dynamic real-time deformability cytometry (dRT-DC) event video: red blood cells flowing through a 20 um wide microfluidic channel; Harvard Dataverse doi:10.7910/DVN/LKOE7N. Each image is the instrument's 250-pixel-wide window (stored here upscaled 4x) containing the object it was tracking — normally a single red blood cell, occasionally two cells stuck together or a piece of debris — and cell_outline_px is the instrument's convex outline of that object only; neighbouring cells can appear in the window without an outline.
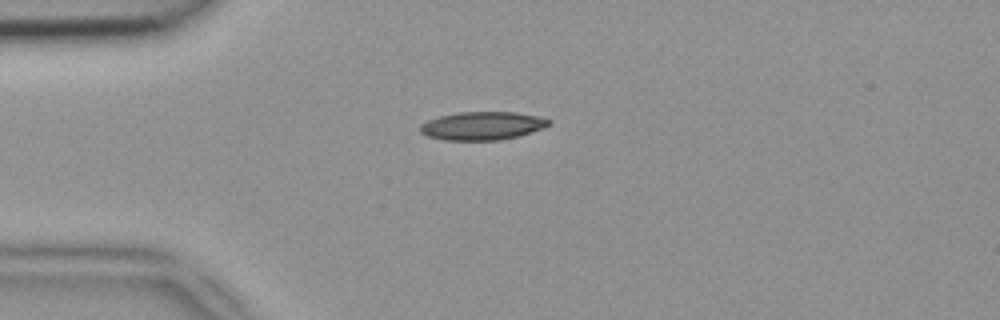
{"species": "common noctule bat (a hibernating species)", "species_latin": "Nyctalus noctula", "temperature_condition": "room temperature", "stored_images_in_passage": 39, "camera_frame_rate_fps": 3000, "um_per_image_px": 0.085, "animal": {"sex": "female", "body_mass_g": 18.4}, "frame": {"image": 1, "passage_image": 2, "time_ms": 0.333, "image_size_px": [1000, 320], "cell_outline_px": [[552, 124], [544, 128], [520, 136], [500, 140], [444, 140], [428, 136], [420, 132], [420, 124], [428, 120], [440, 116], [460, 112], [512, 112], [536, 116], [552, 120]], "centroid_in_image_um": [41.02, 10.7], "position_along_channel_um": 44.0, "area_um2": 21.21}}
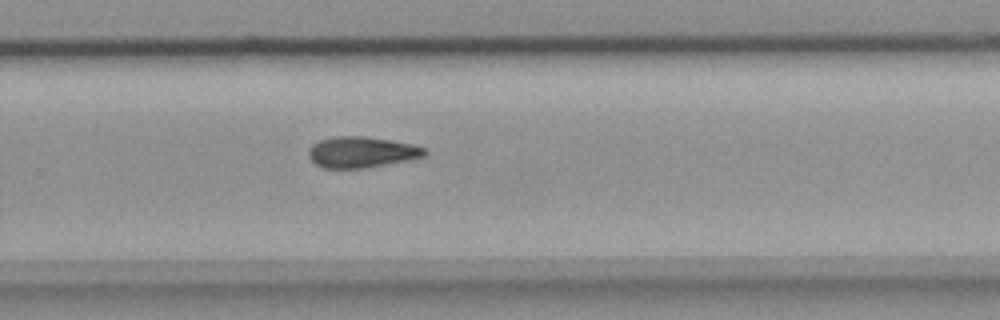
{"frame": {"image": 2, "passage_image": 22, "time_ms": 7.0, "image_size_px": [1000, 320], "cell_outline_px": [[428, 152], [424, 156], [364, 168], [324, 168], [316, 164], [308, 156], [308, 152], [312, 144], [320, 140], [332, 136], [364, 136], [412, 144], [424, 148]], "centroid_in_image_um": [30.68, 12.92], "position_along_channel_um": 299.1, "area_um2": 20.63}}
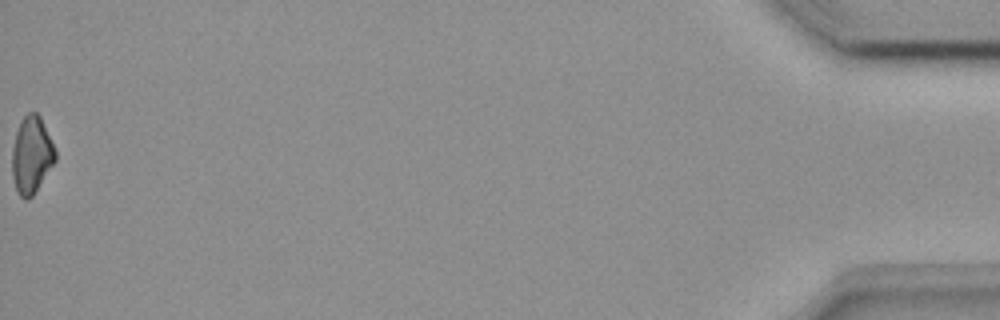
{"frame": {"image": 3, "passage_image": 39, "time_ms": 12.667, "image_size_px": [1000, 320], "cell_outline_px": [[56, 160], [32, 196], [28, 200], [24, 200], [20, 196], [16, 188], [12, 176], [12, 148], [16, 132], [20, 120], [28, 112], [36, 112], [40, 116], [56, 152]], "centroid_in_image_um": [2.66, 13.17], "position_along_channel_um": 432.5, "area_um2": 19.25}}